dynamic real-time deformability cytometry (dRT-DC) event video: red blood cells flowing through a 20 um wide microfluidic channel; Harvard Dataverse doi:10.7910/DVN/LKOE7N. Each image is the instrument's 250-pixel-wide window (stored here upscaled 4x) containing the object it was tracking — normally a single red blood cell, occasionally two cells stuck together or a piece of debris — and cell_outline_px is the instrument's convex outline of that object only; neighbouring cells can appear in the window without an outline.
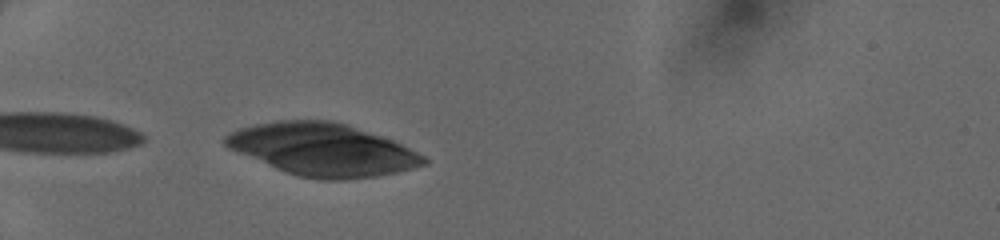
{"species": "human", "species_latin": "Homo sapiens", "temperature_condition": "cold", "stored_images_in_passage": 31, "camera_frame_rate_fps": 3000, "um_per_image_px": 0.085, "donor": {"sex": "female"}, "frame": {"image": 1, "passage_image": 1, "time_ms": 0.0, "image_size_px": [1000, 240], "cell_outline_px": [[428, 164], [396, 172], [372, 176], [340, 180], [320, 180], [296, 176], [276, 168], [228, 148], [224, 144], [224, 136], [228, 132], [236, 128], [276, 120], [332, 120], [348, 124], [392, 140], [424, 156], [428, 160]], "centroid_in_image_um": [27.38, 12.7], "position_along_channel_um": 57.6, "area_um2": 60.29}}
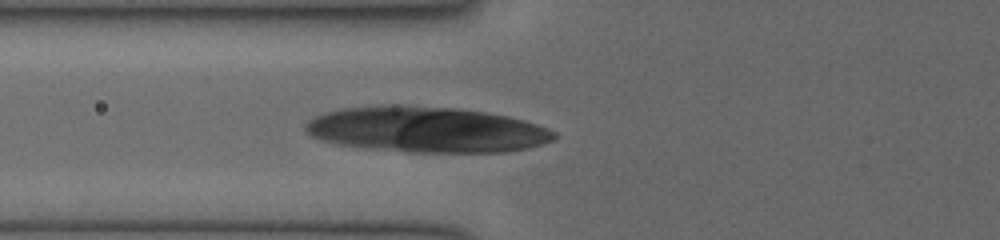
{"frame": {"image": 2, "passage_image": 5, "time_ms": 1.333, "image_size_px": [1000, 240], "cell_outline_px": [[556, 136], [552, 140], [528, 148], [508, 152], [404, 152], [368, 148], [336, 144], [312, 136], [304, 128], [304, 124], [308, 120], [316, 116], [328, 112], [344, 108], [384, 104], [388, 104], [456, 108], [488, 112], [508, 116], [524, 120], [548, 128], [556, 132]], "centroid_in_image_um": [36.26, 11.01], "position_along_channel_um": 89.5, "area_um2": 66.3}}